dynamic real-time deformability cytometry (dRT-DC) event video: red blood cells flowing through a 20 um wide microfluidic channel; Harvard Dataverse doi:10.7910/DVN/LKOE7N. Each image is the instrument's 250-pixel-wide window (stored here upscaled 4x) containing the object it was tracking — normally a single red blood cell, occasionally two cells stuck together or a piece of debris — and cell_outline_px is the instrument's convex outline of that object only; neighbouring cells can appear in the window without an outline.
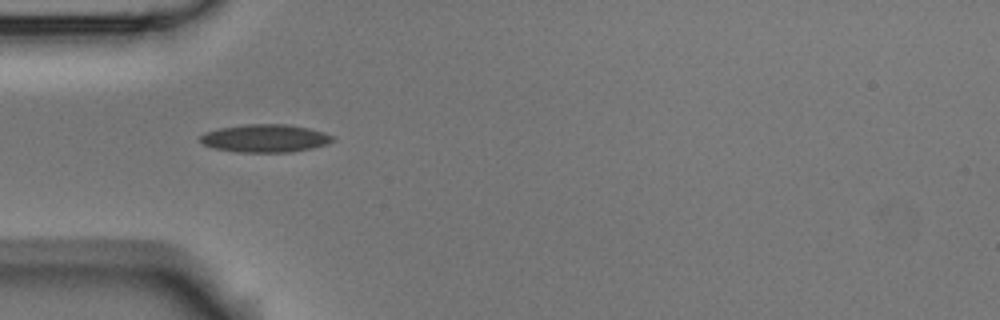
{"species": "Egyptian fruit bat (a non-hibernating species)", "species_latin": "Rousettus aegyptiacus", "temperature_condition": "room temperature", "stored_images_in_passage": 6, "camera_frame_rate_fps": 3000, "um_per_image_px": 0.085, "animal": {"sex": "male"}, "frame": {"image": 1, "passage_image": 5, "time_ms": 5.667, "image_size_px": [1000, 320], "cell_outline_px": [[336, 140], [328, 144], [312, 148], [292, 152], [236, 152], [212, 148], [204, 144], [200, 140], [200, 136], [208, 132], [220, 128], [248, 124], [288, 124], [308, 128], [324, 132], [336, 136]], "centroid_in_image_um": [22.61, 11.76], "position_along_channel_um": 62.4, "area_um2": 21.62}}
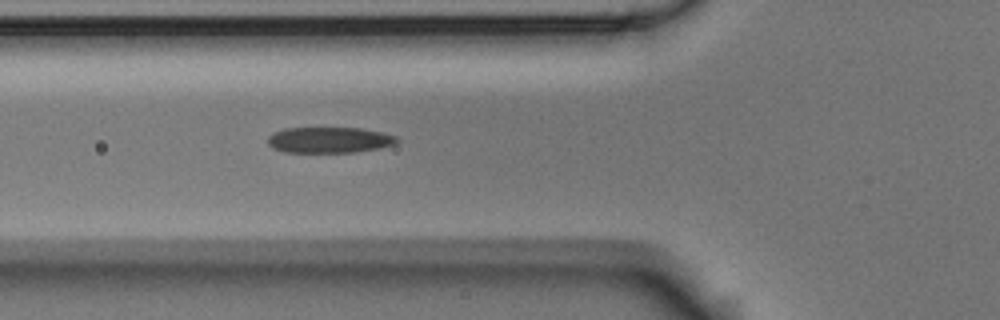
{"frame": {"image": 2, "passage_image": 6, "time_ms": 6.667, "image_size_px": [1000, 320], "cell_outline_px": [[400, 140], [396, 144], [380, 148], [356, 152], [284, 152], [268, 144], [268, 136], [284, 128], [360, 128], [380, 132], [396, 136]], "centroid_in_image_um": [28.03, 11.9], "position_along_channel_um": 97.8, "area_um2": 19.36}}